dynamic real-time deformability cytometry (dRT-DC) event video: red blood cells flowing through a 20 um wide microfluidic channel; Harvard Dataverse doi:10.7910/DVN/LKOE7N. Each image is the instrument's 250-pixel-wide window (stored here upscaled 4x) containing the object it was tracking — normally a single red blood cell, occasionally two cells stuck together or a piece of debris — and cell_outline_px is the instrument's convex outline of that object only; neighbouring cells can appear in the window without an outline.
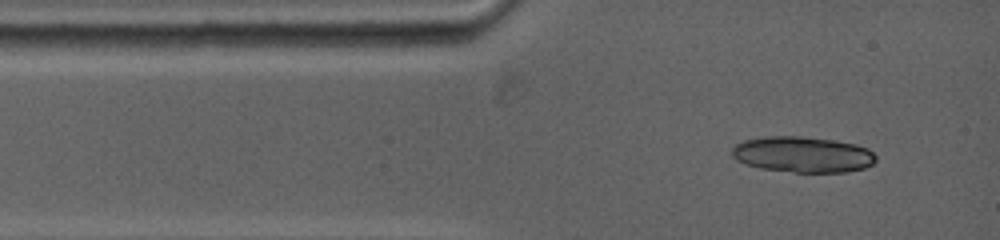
{"species": "common noctule bat (a hibernating species)", "species_latin": "Nyctalus noctula", "temperature_condition": "warm", "stored_images_in_passage": 1, "camera_frame_rate_fps": 5000, "um_per_image_px": 0.085, "animal": {"sex": "female", "body_mass_g": 19.0, "forearm_length_mm": 53.3}, "frame": {"image": 1, "passage_image": 1, "time_ms": 0.0, "image_size_px": [1000, 240], "cell_outline_px": [[876, 160], [872, 164], [864, 168], [848, 172], [792, 172], [760, 168], [744, 164], [736, 160], [732, 156], [732, 148], [736, 144], [744, 140], [764, 136], [800, 136], [832, 140], [856, 144], [868, 148], [876, 156]], "centroid_in_image_um": [68.21, 13.13], "position_along_channel_um": 16.8, "area_um2": 30.23}}